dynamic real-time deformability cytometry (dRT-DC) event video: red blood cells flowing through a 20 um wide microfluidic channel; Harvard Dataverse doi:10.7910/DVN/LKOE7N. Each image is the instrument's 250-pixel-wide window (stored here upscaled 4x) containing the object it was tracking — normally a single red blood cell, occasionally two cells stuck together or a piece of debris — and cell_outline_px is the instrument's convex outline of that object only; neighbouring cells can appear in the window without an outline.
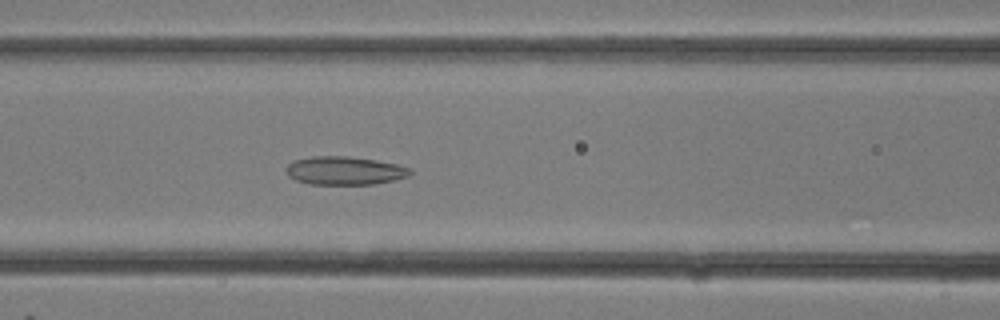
{"species": "common noctule bat (a hibernating species)", "species_latin": "Nyctalus noctula", "temperature_condition": "room temperature", "stored_images_in_passage": 30, "camera_frame_rate_fps": 3000, "um_per_image_px": 0.085, "animal": {"sex": "female"}, "frame": {"image": 1, "passage_image": 13, "time_ms": 4.0, "image_size_px": [1000, 320], "cell_outline_px": [[412, 172], [408, 176], [396, 180], [376, 184], [312, 184], [296, 180], [288, 176], [284, 168], [288, 164], [296, 160], [312, 156], [348, 156], [376, 160], [396, 164], [412, 168]], "centroid_in_image_um": [29.31, 14.5], "position_along_channel_um": 137.3, "area_um2": 20.58}}
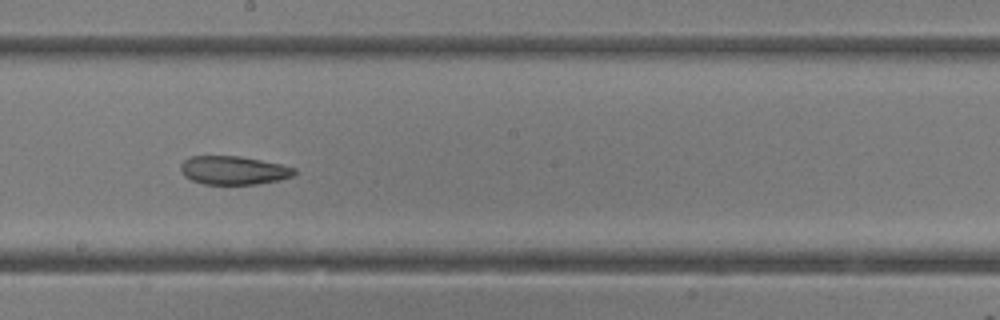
{"frame": {"image": 2, "passage_image": 17, "time_ms": 5.333, "image_size_px": [1000, 320], "cell_outline_px": [[296, 172], [292, 176], [280, 180], [256, 184], [204, 184], [192, 180], [184, 176], [180, 168], [180, 164], [188, 156], [240, 156], [280, 164], [296, 168]], "centroid_in_image_um": [19.84, 14.47], "position_along_channel_um": 228.4, "area_um2": 18.9}}
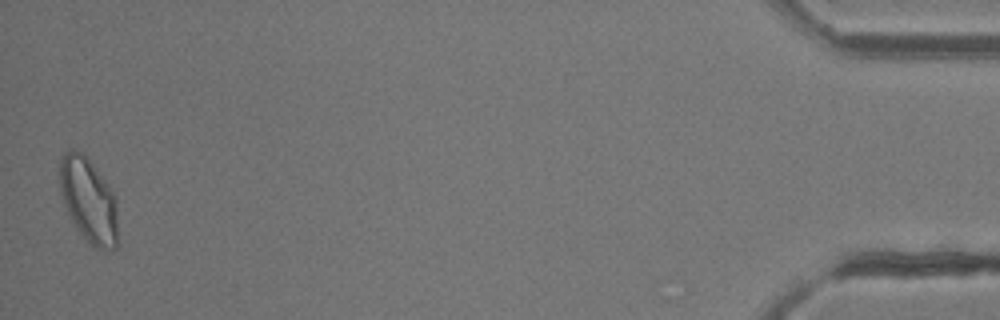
{"frame": {"image": 3, "passage_image": 30, "time_ms": 9.667, "image_size_px": [1000, 320], "cell_outline_px": [[116, 248], [112, 252], [100, 248], [92, 244], [76, 228], [64, 204], [60, 192], [60, 160], [64, 152], [68, 148], [72, 148], [84, 152], [88, 156], [108, 184], [116, 196]], "centroid_in_image_um": [7.52, 16.94], "position_along_channel_um": 427.7, "area_um2": 28.73}}